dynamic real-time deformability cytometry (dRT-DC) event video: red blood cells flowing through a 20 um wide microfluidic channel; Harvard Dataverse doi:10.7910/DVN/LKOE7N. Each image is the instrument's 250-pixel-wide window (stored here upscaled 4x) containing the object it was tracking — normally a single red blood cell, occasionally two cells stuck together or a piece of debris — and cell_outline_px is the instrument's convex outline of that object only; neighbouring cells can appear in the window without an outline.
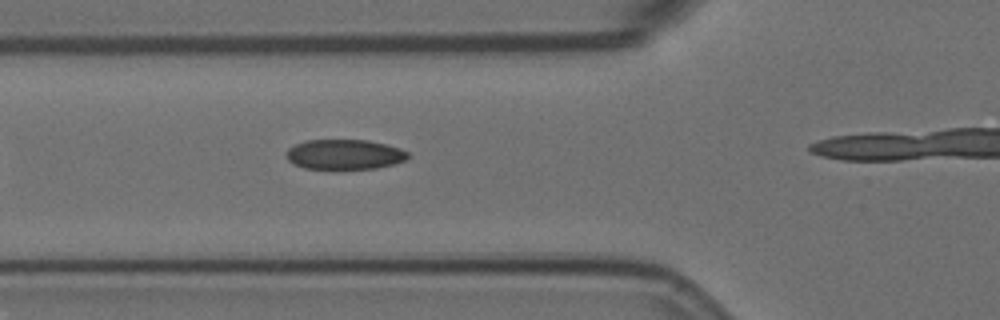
{"species": "Egyptian fruit bat (a non-hibernating species)", "species_latin": "Rousettus aegyptiacus", "temperature_condition": "room temperature", "stored_images_in_passage": 4, "camera_frame_rate_fps": 3000, "um_per_image_px": 0.085, "animal": {"sex": "female"}, "frame": {"image": 1, "passage_image": 3, "time_ms": 0.667, "image_size_px": [1000, 320], "cell_outline_px": [[408, 156], [404, 160], [392, 164], [376, 168], [304, 168], [288, 160], [288, 148], [304, 140], [368, 140], [400, 148], [408, 152]], "centroid_in_image_um": [29.28, 13.11], "position_along_channel_um": 96.5, "area_um2": 20.81}}